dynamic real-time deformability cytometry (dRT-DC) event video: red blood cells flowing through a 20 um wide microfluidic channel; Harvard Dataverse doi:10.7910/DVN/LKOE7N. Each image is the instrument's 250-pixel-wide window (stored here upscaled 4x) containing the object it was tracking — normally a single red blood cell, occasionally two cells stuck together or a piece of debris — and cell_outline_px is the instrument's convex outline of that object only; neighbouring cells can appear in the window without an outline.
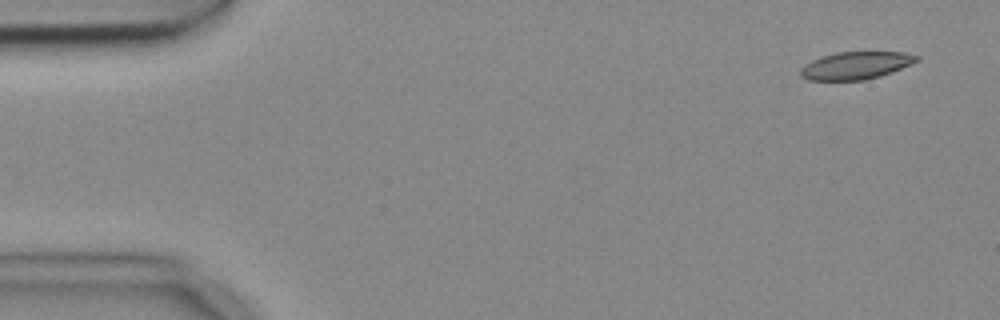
{"species": "common noctule bat (a hibernating species)", "species_latin": "Nyctalus noctula", "temperature_condition": "cold", "stored_images_in_passage": 5, "camera_frame_rate_fps": 3000, "um_per_image_px": 0.085, "animal": {"sex": "female", "body_mass_g": 18.4}, "frame": {"image": 1, "passage_image": 1, "time_ms": 0.0, "image_size_px": [1000, 320], "cell_outline_px": [[920, 60], [912, 64], [880, 76], [864, 80], [808, 80], [800, 76], [800, 68], [804, 64], [820, 56], [836, 52], [904, 52], [920, 56]], "centroid_in_image_um": [72.73, 5.56], "position_along_channel_um": 12.3, "area_um2": 18.79}}
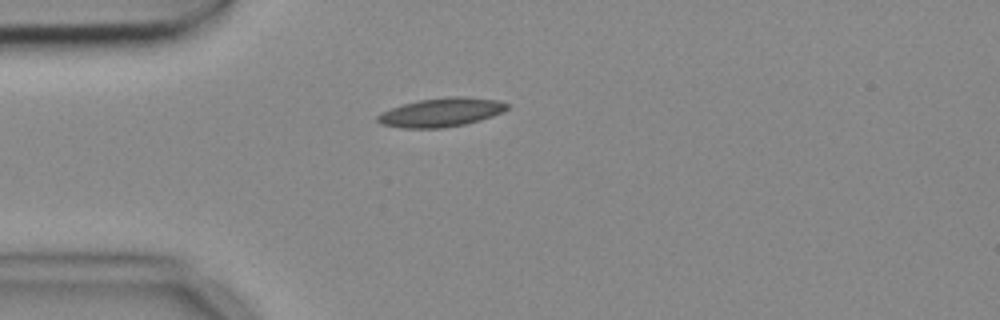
{"frame": {"image": 2, "passage_image": 4, "time_ms": 1.0, "image_size_px": [1000, 320], "cell_outline_px": [[508, 108], [492, 116], [480, 120], [464, 124], [440, 128], [400, 128], [380, 124], [376, 120], [376, 116], [392, 108], [404, 104], [420, 100], [448, 96], [464, 96], [496, 100], [508, 104]], "centroid_in_image_um": [37.47, 9.55], "position_along_channel_um": 47.5, "area_um2": 21.5}}